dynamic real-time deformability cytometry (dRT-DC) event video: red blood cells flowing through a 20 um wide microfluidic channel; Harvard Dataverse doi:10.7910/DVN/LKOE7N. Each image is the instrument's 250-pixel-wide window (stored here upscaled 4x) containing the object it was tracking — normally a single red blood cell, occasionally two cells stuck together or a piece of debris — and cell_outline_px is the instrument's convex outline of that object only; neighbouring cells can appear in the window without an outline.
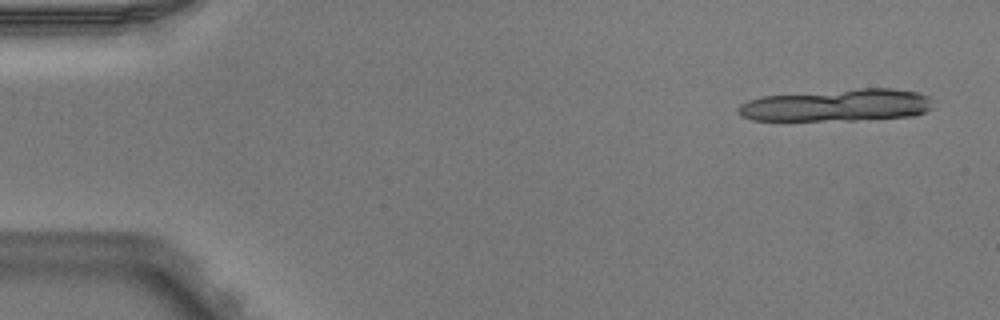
{"species": "Egyptian fruit bat (a non-hibernating species)", "species_latin": "Rousettus aegyptiacus", "temperature_condition": "warm", "stored_images_in_passage": 5, "segment_of_instrument_passage": [1, 2], "camera_frame_rate_fps": 3000, "um_per_image_px": 0.085, "animal": {"sex": "male"}, "frame": {"image": 1, "passage_image": 1, "time_ms": 0.0, "image_size_px": [1000, 320], "cell_outline_px": [[932, 108], [916, 116], [852, 120], [752, 120], [740, 116], [736, 112], [736, 108], [740, 104], [748, 100], [760, 96], [860, 88], [892, 88], [916, 92], [928, 96]], "centroid_in_image_um": [71.1, 8.94], "position_along_channel_um": 13.9, "area_um2": 36.76}}